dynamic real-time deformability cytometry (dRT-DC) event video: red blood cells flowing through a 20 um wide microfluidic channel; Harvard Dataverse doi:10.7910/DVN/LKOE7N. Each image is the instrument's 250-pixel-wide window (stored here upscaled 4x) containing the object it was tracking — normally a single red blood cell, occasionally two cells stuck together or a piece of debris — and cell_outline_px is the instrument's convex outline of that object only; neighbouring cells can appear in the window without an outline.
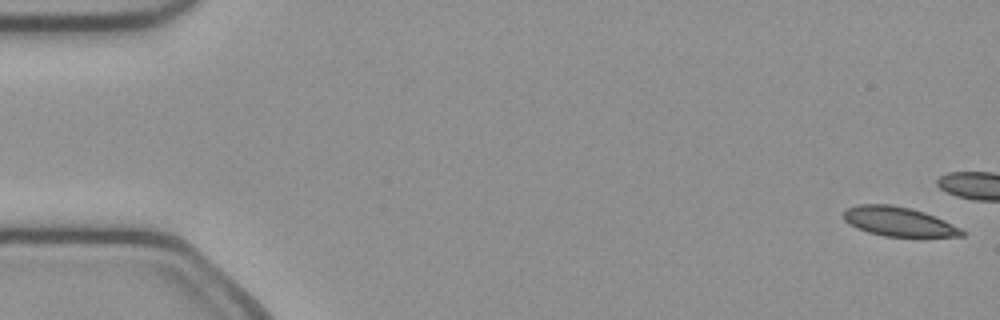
{"species": "common noctule bat (a hibernating species)", "species_latin": "Nyctalus noctula", "temperature_condition": "cold", "stored_images_in_passage": 14, "camera_frame_rate_fps": 3000, "um_per_image_px": 0.085, "animal": {"sex": "female", "body_mass_g": 21.9}, "frame": {"image": 1, "passage_image": 1, "time_ms": 0.0, "image_size_px": [1000, 320], "cell_outline_px": [[964, 236], [884, 236], [868, 232], [848, 224], [844, 220], [844, 212], [848, 208], [860, 204], [888, 204], [912, 208], [924, 212], [944, 220], [960, 228], [964, 232]], "centroid_in_image_um": [76.36, 18.82], "position_along_channel_um": 8.6, "area_um2": 19.94}}